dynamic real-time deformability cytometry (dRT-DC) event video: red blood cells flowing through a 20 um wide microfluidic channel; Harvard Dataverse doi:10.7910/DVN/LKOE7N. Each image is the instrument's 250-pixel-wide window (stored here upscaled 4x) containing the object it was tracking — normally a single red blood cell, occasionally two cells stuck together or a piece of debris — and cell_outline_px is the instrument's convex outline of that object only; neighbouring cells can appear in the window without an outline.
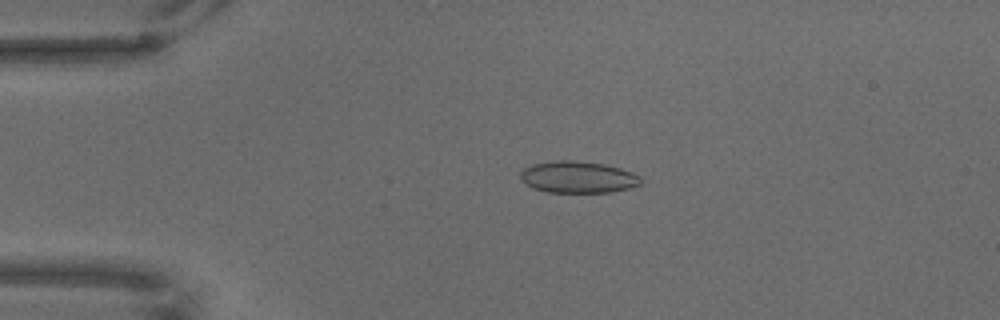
{"species": "common noctule bat (a hibernating species)", "species_latin": "Nyctalus noctula", "temperature_condition": "warm", "stored_images_in_passage": 69, "camera_frame_rate_fps": 3000, "um_per_image_px": 0.085, "animal": {"sex": "male", "body_mass_g": 18.8}, "frame": {"image": 1, "passage_image": 15, "time_ms": 4.667, "image_size_px": [1000, 320], "cell_outline_px": [[644, 180], [640, 184], [628, 188], [612, 192], [548, 192], [532, 188], [520, 180], [520, 172], [524, 168], [532, 164], [556, 160], [576, 160], [604, 164], [620, 168], [632, 172], [640, 176]], "centroid_in_image_um": [49.12, 15.05], "position_along_channel_um": 35.9, "area_um2": 22.43}}
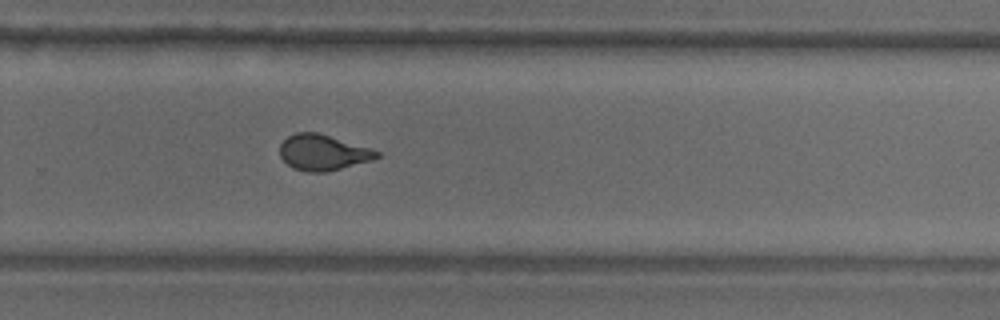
{"frame": {"image": 2, "passage_image": 46, "time_ms": 15.0, "image_size_px": [1000, 320], "cell_outline_px": [[380, 156], [372, 160], [324, 172], [308, 172], [292, 168], [280, 156], [280, 144], [288, 136], [296, 132], [316, 132], [372, 148], [380, 152]], "centroid_in_image_um": [27.45, 12.95], "position_along_channel_um": 302.4, "area_um2": 20.06}}
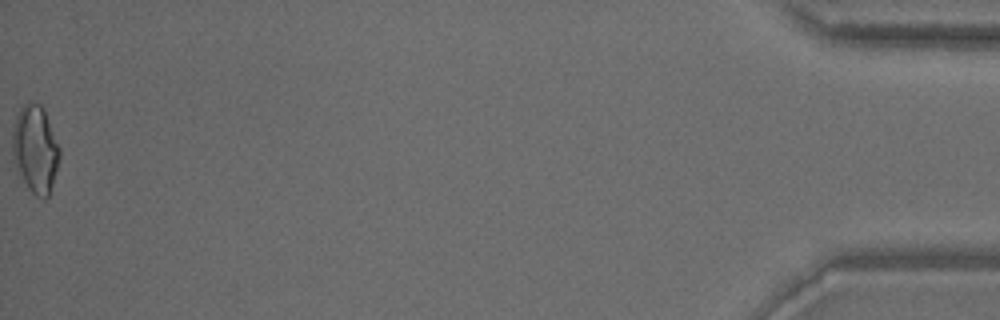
{"frame": {"image": 3, "passage_image": 69, "time_ms": 22.667, "image_size_px": [1000, 320], "cell_outline_px": [[60, 156], [52, 184], [48, 196], [44, 200], [36, 196], [28, 188], [16, 168], [12, 156], [12, 128], [16, 116], [20, 108], [28, 100], [40, 104], [44, 108], [60, 148]], "centroid_in_image_um": [2.98, 12.64], "position_along_channel_um": 432.2, "area_um2": 24.22}}